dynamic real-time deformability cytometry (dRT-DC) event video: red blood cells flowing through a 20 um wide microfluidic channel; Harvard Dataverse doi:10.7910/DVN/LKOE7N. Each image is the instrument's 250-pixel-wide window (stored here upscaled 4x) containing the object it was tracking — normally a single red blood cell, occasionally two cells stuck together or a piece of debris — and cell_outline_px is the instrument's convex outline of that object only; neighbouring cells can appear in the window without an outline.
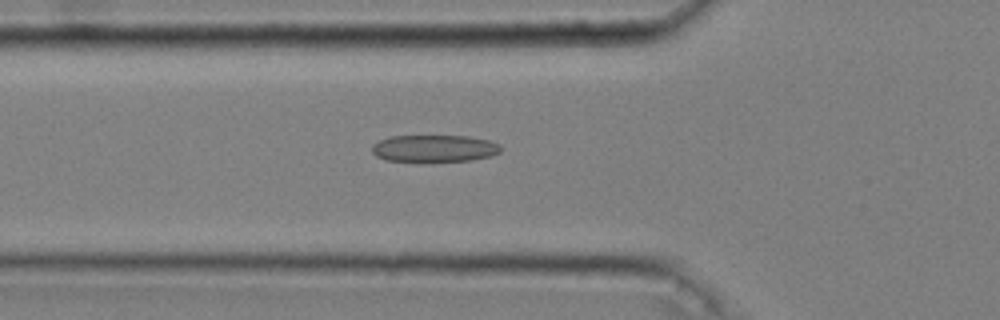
{"species": "common noctule bat (a hibernating species)", "species_latin": "Nyctalus noctula", "temperature_condition": "cold", "stored_images_in_passage": 51, "camera_frame_rate_fps": 3000, "um_per_image_px": 0.085, "animal": {"sex": "male", "body_mass_g": 20.4}, "frame": {"image": 1, "passage_image": 19, "time_ms": 6.0, "image_size_px": [1000, 320], "cell_outline_px": [[500, 152], [492, 156], [472, 160], [424, 164], [384, 160], [376, 156], [372, 152], [372, 144], [388, 136], [468, 136], [488, 140], [500, 144]], "centroid_in_image_um": [36.88, 12.66], "position_along_channel_um": 88.9, "area_um2": 21.27}}
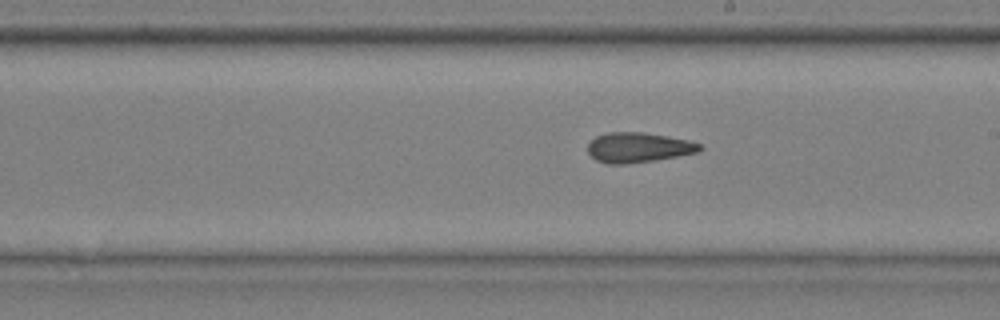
{"frame": {"image": 2, "passage_image": 31, "time_ms": 10.0, "image_size_px": [1000, 320], "cell_outline_px": [[704, 148], [700, 152], [656, 160], [628, 164], [608, 164], [596, 160], [588, 152], [588, 144], [596, 136], [608, 132], [644, 132], [668, 136], [688, 140], [700, 144]], "centroid_in_image_um": [54.28, 12.54], "position_along_channel_um": 234.7, "area_um2": 19.71}}
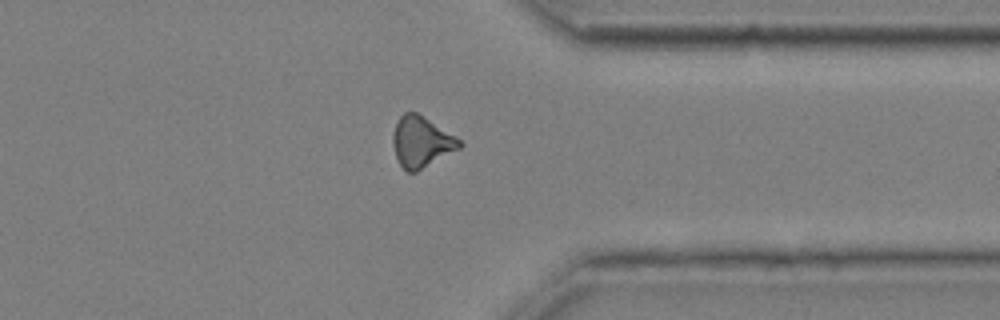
{"frame": {"image": 3, "passage_image": 43, "time_ms": 14.0, "image_size_px": [1000, 320], "cell_outline_px": [[464, 144], [460, 148], [416, 172], [408, 172], [400, 164], [396, 156], [392, 144], [392, 136], [396, 124], [400, 116], [404, 112], [416, 112], [456, 136]], "centroid_in_image_um": [35.81, 12.06], "position_along_channel_um": 375.6, "area_um2": 19.54}, "authors_computed_cell_mechanics": {"area_um2": 19.652, "velocity_mm_per_s": 3.644, "shape_relaxation_time_tau1_ms": 6.3918, "shape_relaxation_time_tau2_ms": 2.203, "deformation_change_tau1": 0.1685, "deformation_change_tau2": 0.1169}}